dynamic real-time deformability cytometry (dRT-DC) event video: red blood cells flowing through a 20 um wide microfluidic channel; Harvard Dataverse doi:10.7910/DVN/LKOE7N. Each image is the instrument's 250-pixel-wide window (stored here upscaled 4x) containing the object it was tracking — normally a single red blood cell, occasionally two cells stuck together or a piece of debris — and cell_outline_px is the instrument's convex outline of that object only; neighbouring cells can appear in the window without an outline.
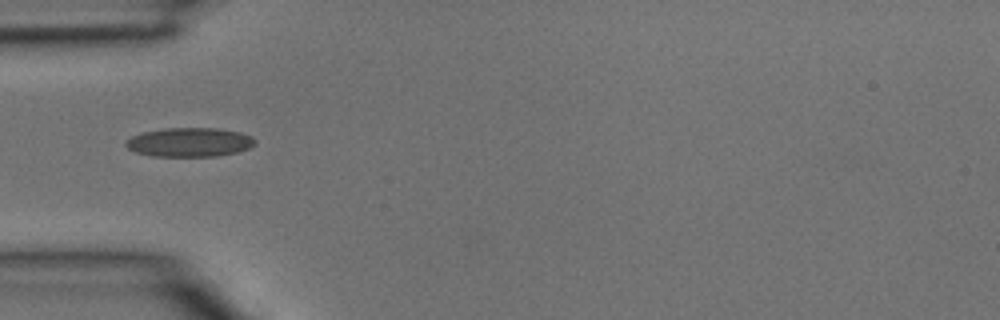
{"species": "common noctule bat (a hibernating species)", "species_latin": "Nyctalus noctula", "temperature_condition": "room temperature", "stored_images_in_passage": 1, "camera_frame_rate_fps": 3000, "um_per_image_px": 0.085, "animal": {"sex": "male", "body_mass_g": 15.6}, "frame": {"image": 1, "passage_image": 1, "time_ms": 0.0, "image_size_px": [1000, 320], "cell_outline_px": [[256, 144], [248, 148], [236, 152], [216, 156], [152, 156], [136, 152], [128, 148], [124, 144], [132, 136], [144, 132], [164, 128], [216, 128], [240, 132], [252, 136], [256, 140]], "centroid_in_image_um": [16.13, 12.08], "position_along_channel_um": 68.9, "area_um2": 21.79}}